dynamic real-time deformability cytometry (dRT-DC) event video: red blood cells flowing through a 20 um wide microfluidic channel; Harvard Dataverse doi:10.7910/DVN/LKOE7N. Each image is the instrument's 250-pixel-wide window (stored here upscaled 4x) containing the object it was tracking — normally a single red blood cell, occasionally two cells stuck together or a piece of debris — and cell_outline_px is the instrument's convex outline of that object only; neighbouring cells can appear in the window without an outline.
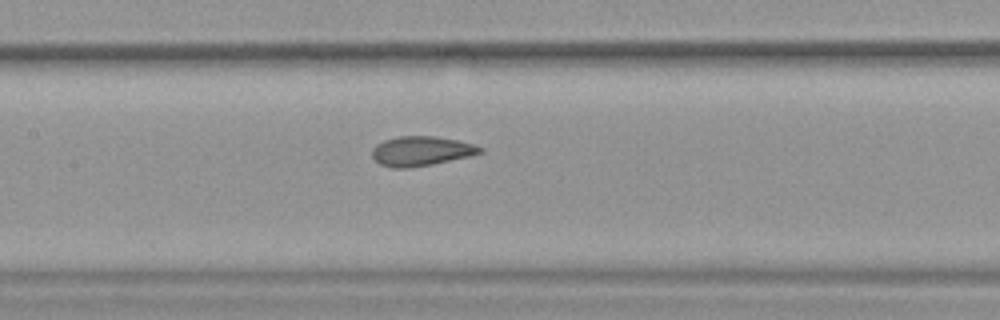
{"species": "common noctule bat (a hibernating species)", "species_latin": "Nyctalus noctula", "temperature_condition": "warm", "stored_images_in_passage": 38, "camera_frame_rate_fps": 3000, "um_per_image_px": 0.085, "animal": {"sex": "female", "body_mass_g": 19.9}, "frame": {"image": 1, "passage_image": 17, "time_ms": 5.333, "image_size_px": [1000, 320], "cell_outline_px": [[484, 152], [468, 156], [432, 164], [408, 168], [392, 168], [380, 164], [372, 156], [372, 148], [376, 144], [384, 140], [400, 136], [432, 136], [456, 140], [472, 144], [484, 148]], "centroid_in_image_um": [35.77, 12.84], "position_along_channel_um": 171.6, "area_um2": 18.44}}